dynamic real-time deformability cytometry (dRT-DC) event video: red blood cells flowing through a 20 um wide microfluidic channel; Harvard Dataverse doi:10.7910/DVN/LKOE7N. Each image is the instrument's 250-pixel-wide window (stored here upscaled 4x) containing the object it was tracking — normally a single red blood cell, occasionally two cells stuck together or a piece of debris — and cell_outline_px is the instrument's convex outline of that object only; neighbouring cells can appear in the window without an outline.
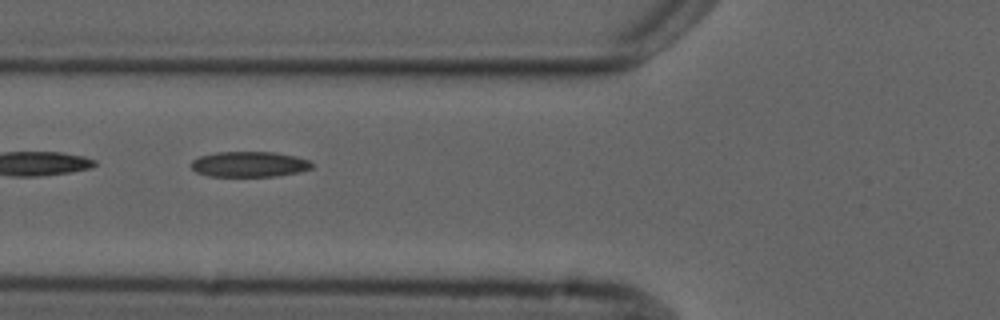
{"species": "common noctule bat (a hibernating species)", "species_latin": "Nyctalus noctula", "temperature_condition": "cold", "stored_images_in_passage": 5, "camera_frame_rate_fps": 3000, "um_per_image_px": 0.085, "animal": {"sex": "male", "forearm_length_mm": 52.5}, "frame": {"image": 1, "passage_image": 3, "time_ms": 2.333, "image_size_px": [1000, 320], "cell_outline_px": [[312, 168], [300, 172], [276, 176], [208, 176], [196, 172], [192, 168], [192, 160], [200, 156], [216, 152], [276, 152], [296, 156], [308, 160], [312, 164]], "centroid_in_image_um": [21.2, 13.96], "position_along_channel_um": 104.6, "area_um2": 17.92}}